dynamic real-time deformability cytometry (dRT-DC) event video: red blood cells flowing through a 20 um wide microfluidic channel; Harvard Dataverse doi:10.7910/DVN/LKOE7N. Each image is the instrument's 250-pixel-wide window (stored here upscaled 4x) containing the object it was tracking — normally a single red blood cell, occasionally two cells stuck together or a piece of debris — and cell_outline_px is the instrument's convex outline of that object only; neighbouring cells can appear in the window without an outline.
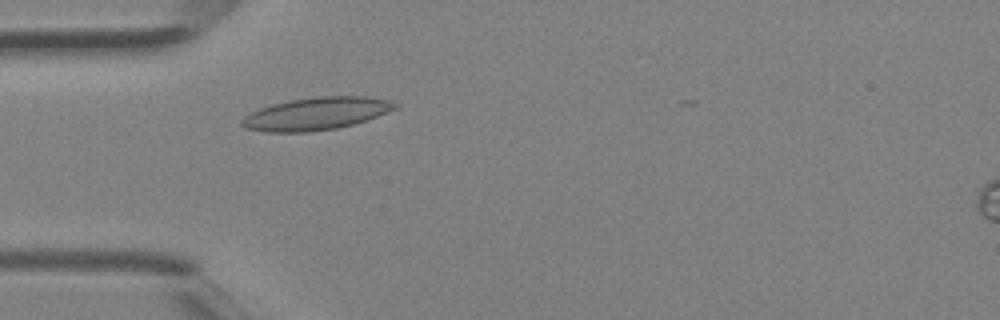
{"species": "Egyptian fruit bat (a non-hibernating species)", "species_latin": "Rousettus aegyptiacus", "temperature_condition": "room temperature", "stored_images_in_passage": 24, "camera_frame_rate_fps": 3000, "um_per_image_px": 0.085, "animal": {"sex": "female"}, "frame": {"image": 1, "passage_image": 1, "time_ms": 0.0, "image_size_px": [1000, 320], "cell_outline_px": [[400, 104], [396, 108], [376, 116], [352, 124], [336, 128], [308, 132], [268, 132], [244, 128], [240, 124], [240, 120], [244, 116], [260, 108], [272, 104], [292, 100], [316, 96], [368, 96], [388, 100]], "centroid_in_image_um": [26.85, 9.66], "position_along_channel_um": 58.2, "area_um2": 28.9}}
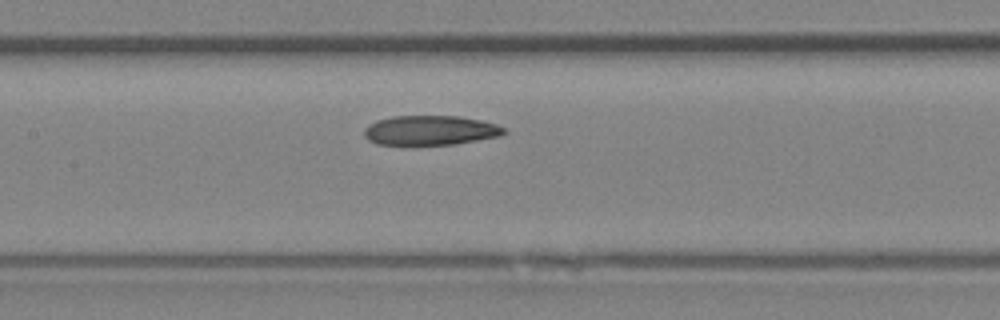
{"frame": {"image": 2, "passage_image": 8, "time_ms": 2.333, "image_size_px": [1000, 320], "cell_outline_px": [[508, 132], [500, 136], [452, 144], [376, 144], [368, 140], [364, 136], [364, 128], [368, 124], [376, 120], [392, 116], [460, 116], [480, 120], [496, 124], [504, 128]], "centroid_in_image_um": [36.55, 11.06], "position_along_channel_um": 170.8, "area_um2": 24.04}}
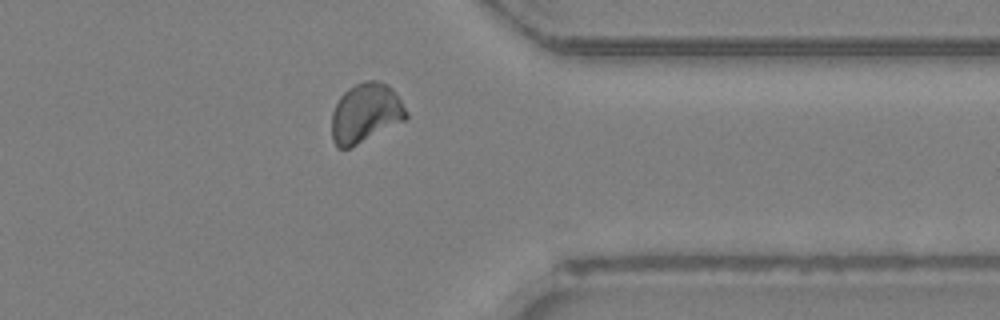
{"frame": {"image": 3, "passage_image": 21, "time_ms": 6.667, "image_size_px": [1000, 320], "cell_outline_px": [[408, 116], [404, 120], [348, 148], [336, 148], [332, 140], [332, 112], [340, 96], [348, 88], [364, 80], [376, 80], [392, 88], [408, 112]], "centroid_in_image_um": [31.05, 9.59], "position_along_channel_um": 380.4, "area_um2": 25.37}}